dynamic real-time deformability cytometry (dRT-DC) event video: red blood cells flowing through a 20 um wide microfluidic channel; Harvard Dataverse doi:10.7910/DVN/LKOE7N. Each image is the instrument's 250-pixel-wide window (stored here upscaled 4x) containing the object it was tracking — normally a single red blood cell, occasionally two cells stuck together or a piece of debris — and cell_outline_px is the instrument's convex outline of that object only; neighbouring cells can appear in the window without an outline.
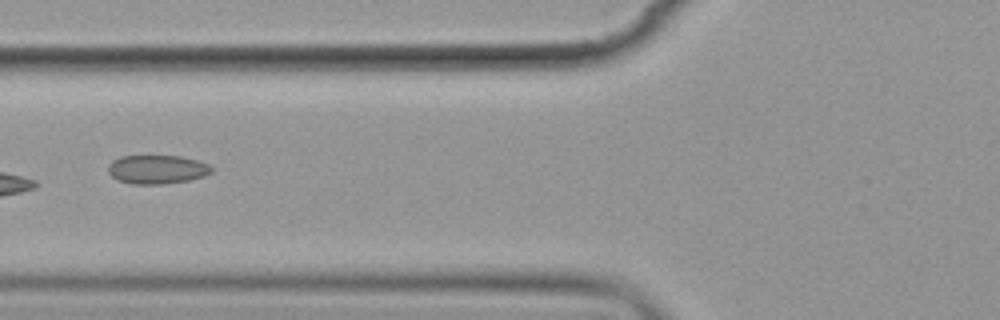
{"species": "common noctule bat (a hibernating species)", "species_latin": "Nyctalus noctula", "temperature_condition": "cold", "stored_images_in_passage": 8, "camera_frame_rate_fps": 3000, "um_per_image_px": 0.085, "animal": {"sex": "female", "body_mass_g": 19.9}, "frame": {"image": 1, "passage_image": 6, "time_ms": 6.0, "image_size_px": [1000, 320], "cell_outline_px": [[216, 168], [212, 172], [204, 176], [188, 180], [164, 184], [132, 184], [120, 180], [112, 176], [108, 172], [108, 164], [112, 160], [120, 156], [180, 156], [196, 160], [208, 164]], "centroid_in_image_um": [13.37, 14.39], "position_along_channel_um": 112.4, "area_um2": 17.4}}
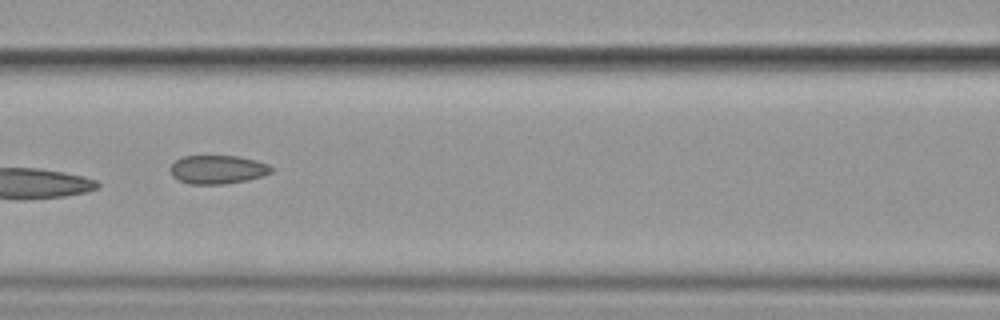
{"frame": {"image": 2, "passage_image": 7, "time_ms": 7.0, "image_size_px": [1000, 320], "cell_outline_px": [[272, 172], [248, 180], [224, 184], [188, 184], [172, 176], [168, 168], [176, 160], [184, 156], [236, 156], [256, 160], [268, 164], [272, 168]], "centroid_in_image_um": [18.47, 14.41], "position_along_channel_um": 148.1, "area_um2": 16.82}}
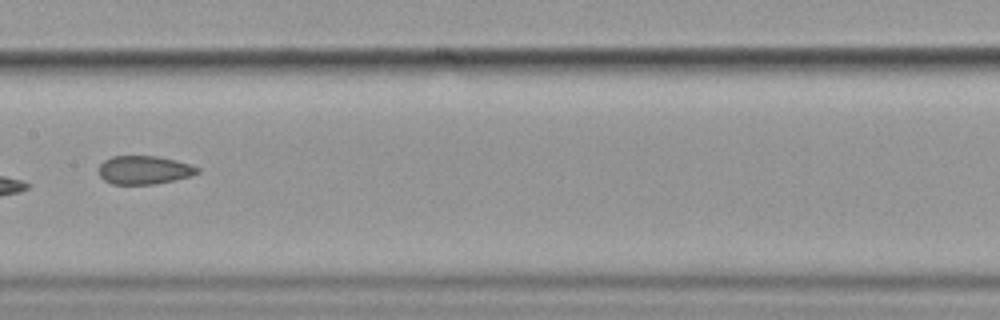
{"frame": {"image": 3, "passage_image": 8, "time_ms": 8.333, "image_size_px": [1000, 320], "cell_outline_px": [[200, 172], [192, 176], [156, 184], [112, 184], [104, 180], [100, 176], [100, 164], [104, 160], [112, 156], [156, 156], [176, 160], [192, 164], [200, 168]], "centroid_in_image_um": [12.3, 14.45], "position_along_channel_um": 195.1, "area_um2": 16.47}}